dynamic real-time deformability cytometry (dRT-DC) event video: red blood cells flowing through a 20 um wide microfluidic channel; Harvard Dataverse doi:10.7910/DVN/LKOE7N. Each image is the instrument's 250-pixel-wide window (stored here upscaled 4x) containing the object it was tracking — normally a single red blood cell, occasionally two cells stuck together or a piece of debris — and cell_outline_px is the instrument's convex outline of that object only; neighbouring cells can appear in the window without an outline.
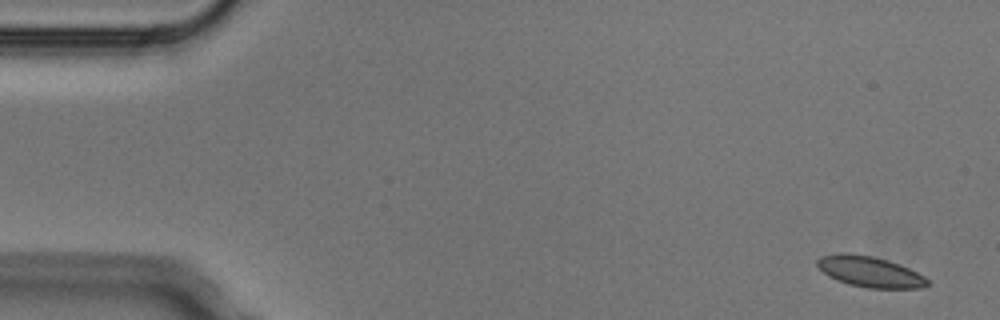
{"species": "Egyptian fruit bat (a non-hibernating species)", "species_latin": "Rousettus aegyptiacus", "temperature_condition": "cold", "stored_images_in_passage": 6, "camera_frame_rate_fps": 3000, "um_per_image_px": 0.085, "animal": {"sex": "male"}, "frame": {"image": 1, "passage_image": 1, "time_ms": 0.0, "image_size_px": [1000, 320], "cell_outline_px": [[928, 284], [920, 288], [868, 288], [848, 284], [836, 280], [828, 276], [816, 264], [816, 260], [820, 256], [840, 252], [848, 252], [872, 256], [888, 260], [900, 264], [924, 276], [928, 280]], "centroid_in_image_um": [73.89, 23.08], "position_along_channel_um": 11.1, "area_um2": 19.83}}
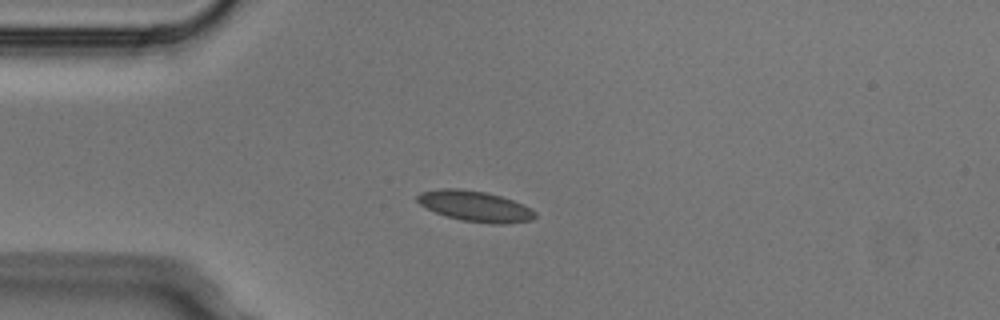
{"frame": {"image": 2, "passage_image": 4, "time_ms": 1.0, "image_size_px": [1000, 320], "cell_outline_px": [[536, 216], [532, 220], [508, 224], [492, 224], [460, 220], [436, 212], [420, 204], [416, 200], [416, 196], [420, 192], [440, 188], [456, 188], [484, 192], [500, 196], [512, 200], [536, 212]], "centroid_in_image_um": [40.37, 17.53], "position_along_channel_um": 44.6, "area_um2": 20.81}}
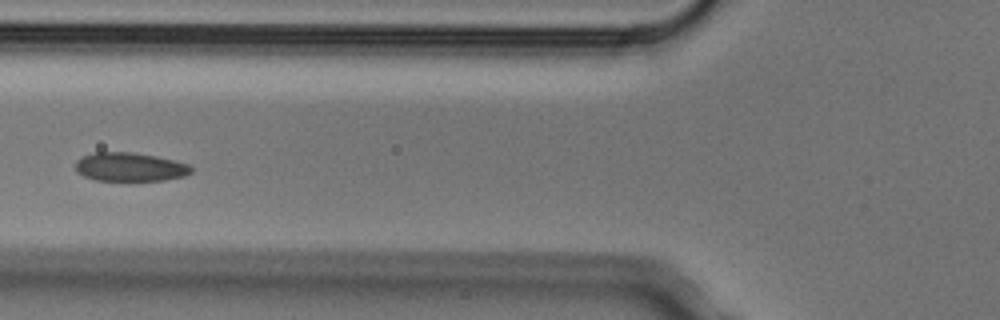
{"frame": {"image": 3, "passage_image": 6, "time_ms": 1.667, "image_size_px": [1000, 320], "cell_outline_px": [[192, 172], [184, 176], [164, 180], [96, 180], [84, 176], [76, 172], [76, 160], [84, 156], [96, 152], [132, 152], [156, 156], [188, 164], [192, 168]], "centroid_in_image_um": [11.03, 14.19], "position_along_channel_um": 114.8, "area_um2": 19.19}}